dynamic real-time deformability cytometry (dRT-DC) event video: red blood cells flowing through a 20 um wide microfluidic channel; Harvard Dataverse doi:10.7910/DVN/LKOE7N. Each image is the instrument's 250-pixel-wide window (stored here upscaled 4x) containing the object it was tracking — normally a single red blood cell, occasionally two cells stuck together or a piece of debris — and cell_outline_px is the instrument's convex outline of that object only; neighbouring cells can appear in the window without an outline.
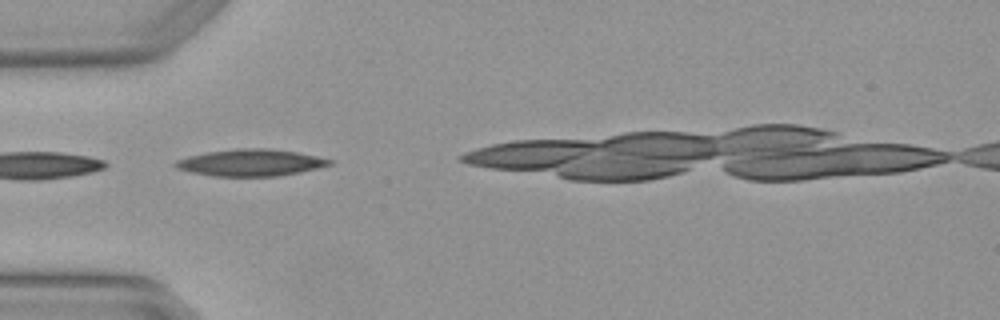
{"species": "Egyptian fruit bat (a non-hibernating species)", "species_latin": "Rousettus aegyptiacus", "temperature_condition": "warm", "stored_images_in_passage": 4, "camera_frame_rate_fps": 3000, "um_per_image_px": 0.085, "animal": {"sex": "female"}, "frame": {"image": 1, "passage_image": 1, "time_ms": 0.0, "image_size_px": [1000, 320], "cell_outline_px": [[332, 164], [300, 172], [276, 176], [212, 176], [192, 172], [176, 168], [172, 164], [176, 160], [188, 156], [208, 152], [236, 148], [268, 148], [296, 152], [316, 156], [332, 160]], "centroid_in_image_um": [21.27, 13.82], "position_along_channel_um": 63.7, "area_um2": 23.93}}